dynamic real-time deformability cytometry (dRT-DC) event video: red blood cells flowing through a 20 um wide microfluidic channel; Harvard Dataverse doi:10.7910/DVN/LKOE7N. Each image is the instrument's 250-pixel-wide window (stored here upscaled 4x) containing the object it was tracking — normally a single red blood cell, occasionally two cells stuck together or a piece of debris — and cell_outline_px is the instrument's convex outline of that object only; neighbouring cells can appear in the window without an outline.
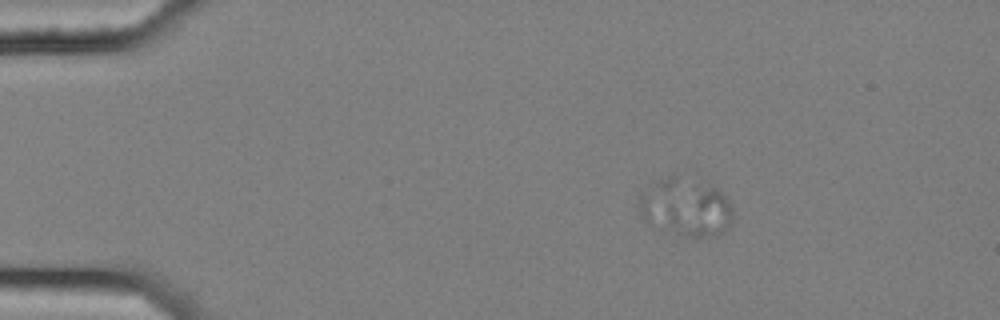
{"species": "common noctule bat (a hibernating species)", "species_latin": "Nyctalus noctula", "temperature_condition": "cold", "stored_images_in_passage": 5, "camera_frame_rate_fps": 3000, "um_per_image_px": 0.085, "animal": {"sex": "female", "body_mass_g": 25.1}, "frame": {"image": 1, "passage_image": 3, "time_ms": 0.667, "image_size_px": [1000, 320], "cell_outline_px": [[732, 220], [728, 228], [724, 232], [716, 236], [684, 236], [660, 232], [648, 224], [644, 220], [636, 208], [640, 192], [696, 184], [716, 188], [728, 200], [732, 208]], "centroid_in_image_um": [58.33, 17.9], "position_along_channel_um": 26.7, "area_um2": 28.9}}